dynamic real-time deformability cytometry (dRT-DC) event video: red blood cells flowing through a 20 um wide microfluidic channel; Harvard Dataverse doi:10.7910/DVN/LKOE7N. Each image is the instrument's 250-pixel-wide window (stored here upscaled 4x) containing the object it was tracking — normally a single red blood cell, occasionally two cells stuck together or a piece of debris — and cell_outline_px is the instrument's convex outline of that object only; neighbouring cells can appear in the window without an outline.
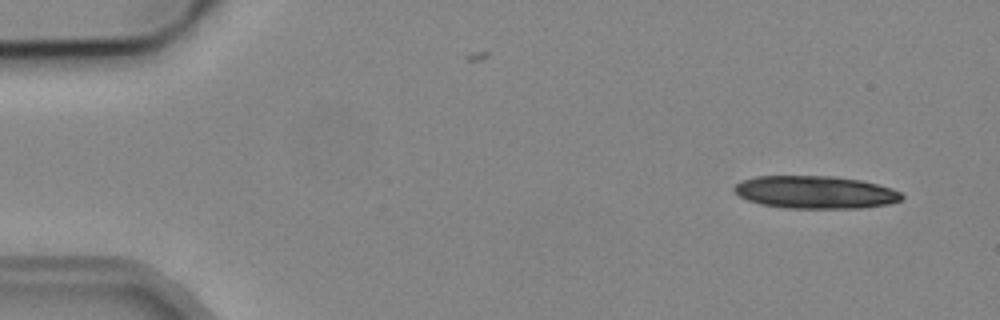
{"species": "common noctule bat (a hibernating species)", "species_latin": "Nyctalus noctula", "temperature_condition": "cold", "stored_images_in_passage": 4, "camera_frame_rate_fps": 3000, "um_per_image_px": 0.085, "animal": {"sex": "male", "body_mass_g": 19.2, "forearm_length_mm": 51.8}, "frame": {"image": 1, "passage_image": 1, "time_ms": 0.0, "image_size_px": [1000, 320], "cell_outline_px": [[904, 196], [900, 200], [888, 204], [860, 208], [784, 208], [760, 204], [748, 200], [740, 196], [732, 188], [736, 184], [744, 180], [756, 176], [832, 176], [860, 180], [892, 188], [900, 192]], "centroid_in_image_um": [69.3, 16.34], "position_along_channel_um": 15.7, "area_um2": 31.79}}